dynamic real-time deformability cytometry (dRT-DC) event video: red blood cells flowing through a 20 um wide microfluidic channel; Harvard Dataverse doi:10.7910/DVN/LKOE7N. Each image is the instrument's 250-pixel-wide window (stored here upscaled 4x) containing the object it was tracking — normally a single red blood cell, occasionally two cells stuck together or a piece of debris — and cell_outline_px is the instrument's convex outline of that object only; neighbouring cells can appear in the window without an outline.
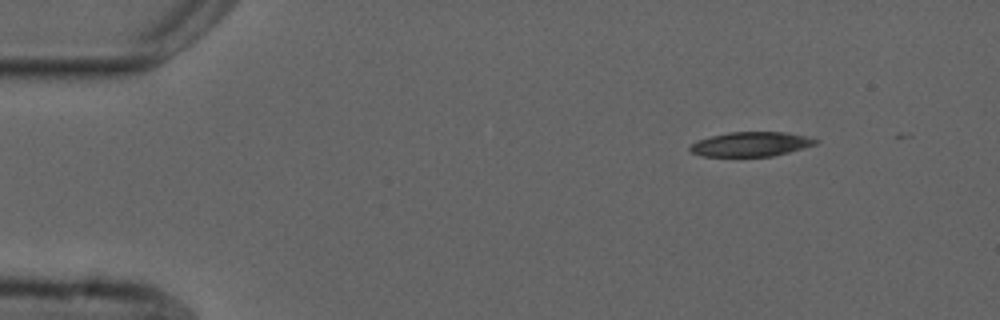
{"species": "common noctule bat (a hibernating species)", "species_latin": "Nyctalus noctula", "temperature_condition": "cold", "stored_images_in_passage": 39, "camera_frame_rate_fps": 3000, "um_per_image_px": 0.085, "animal": {"sex": "male", "forearm_length_mm": 52.5}, "frame": {"image": 1, "passage_image": 1, "time_ms": 0.0, "image_size_px": [1000, 320], "cell_outline_px": [[820, 140], [816, 144], [788, 152], [772, 156], [700, 156], [688, 152], [688, 148], [696, 140], [728, 132], [784, 132], [804, 136]], "centroid_in_image_um": [63.76, 12.26], "position_along_channel_um": 21.2, "area_um2": 17.86}}
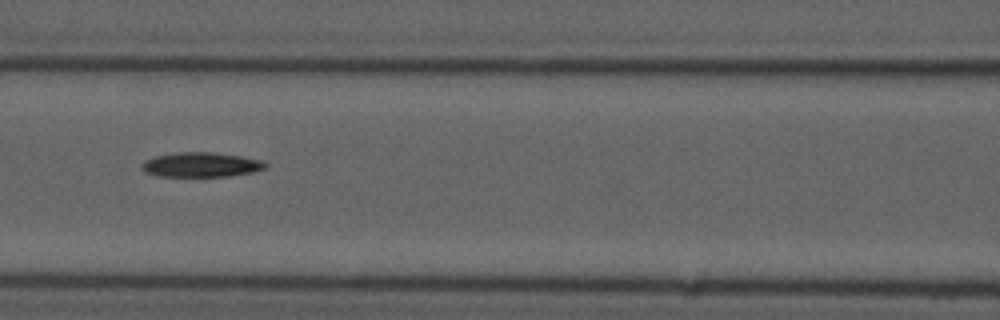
{"frame": {"image": 2, "passage_image": 18, "time_ms": 5.667, "image_size_px": [1000, 320], "cell_outline_px": [[268, 164], [264, 168], [252, 172], [228, 176], [160, 176], [144, 172], [140, 168], [140, 164], [144, 160], [156, 156], [176, 152], [212, 152], [240, 156], [264, 160]], "centroid_in_image_um": [17.06, 13.99], "position_along_channel_um": 149.5, "area_um2": 17.8}}
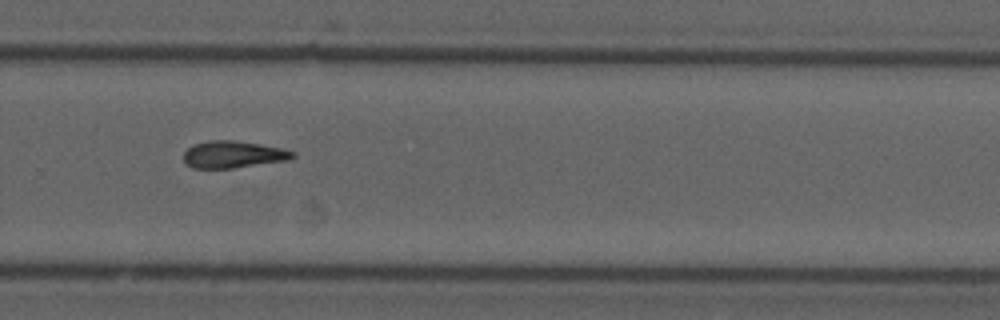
{"frame": {"image": 3, "passage_image": 31, "time_ms": 10.0, "image_size_px": [1000, 320], "cell_outline_px": [[296, 156], [288, 160], [232, 168], [192, 168], [184, 164], [184, 152], [188, 148], [196, 144], [212, 140], [232, 140], [284, 148], [296, 152]], "centroid_in_image_um": [19.83, 13.14], "position_along_channel_um": 310.0, "area_um2": 17.11}}